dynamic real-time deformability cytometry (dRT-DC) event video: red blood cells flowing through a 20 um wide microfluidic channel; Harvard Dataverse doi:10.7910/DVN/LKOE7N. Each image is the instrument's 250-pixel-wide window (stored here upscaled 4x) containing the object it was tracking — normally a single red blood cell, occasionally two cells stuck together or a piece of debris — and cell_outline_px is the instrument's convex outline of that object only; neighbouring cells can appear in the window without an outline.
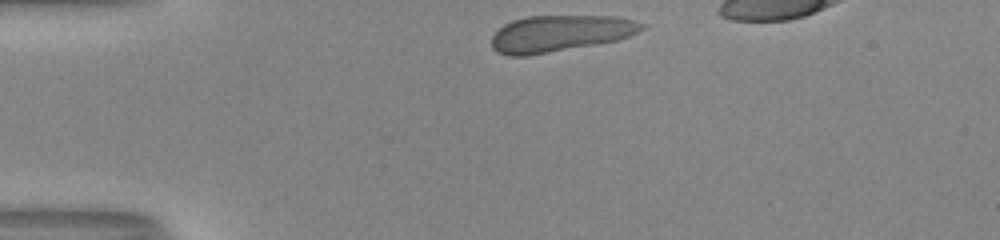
{"species": "human", "species_latin": "Homo sapiens", "temperature_condition": "room temperature", "stored_images_in_passage": 30, "camera_frame_rate_fps": 3000, "um_per_image_px": 0.085, "donor": {"sex": "male"}, "frame": {"image": 1, "passage_image": 1, "time_ms": 0.0, "image_size_px": [1000, 240], "cell_outline_px": [[648, 28], [628, 36], [616, 40], [528, 56], [508, 56], [496, 52], [492, 48], [492, 36], [504, 24], [512, 20], [528, 16], [616, 16], [648, 24]], "centroid_in_image_um": [47.6, 2.84], "position_along_channel_um": 37.4, "area_um2": 31.91}}
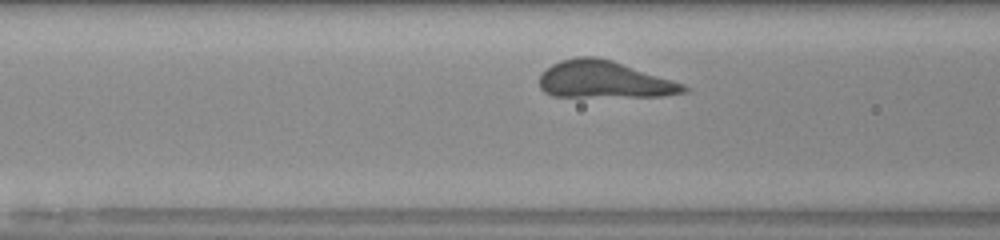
{"frame": {"image": 2, "passage_image": 10, "time_ms": 3.0, "image_size_px": [1000, 240], "cell_outline_px": [[692, 88], [688, 92], [664, 96], [552, 96], [544, 92], [540, 88], [540, 76], [544, 68], [560, 60], [576, 56], [596, 56], [612, 60], [684, 84]], "centroid_in_image_um": [51.35, 6.76], "position_along_channel_um": 115.3, "area_um2": 31.21}}
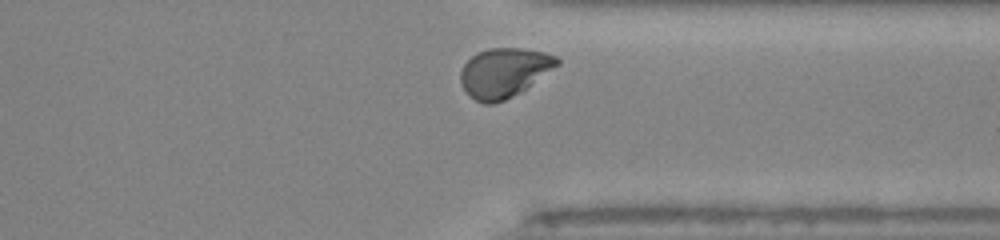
{"frame": {"image": 3, "passage_image": 29, "time_ms": 9.333, "image_size_px": [1000, 240], "cell_outline_px": [[560, 64], [512, 96], [504, 100], [492, 104], [484, 104], [468, 96], [460, 84], [460, 72], [464, 64], [476, 52], [488, 48], [520, 48], [544, 52], [556, 56], [560, 60]], "centroid_in_image_um": [42.8, 6.16], "position_along_channel_um": 368.6, "area_um2": 27.57}, "authors_computed_cell_mechanics": {"area_um2": 30.1716, "velocity_mm_per_s": 4.0072, "shape_relaxation_time_tau1_ms": 3.8467, "shape_relaxation_time_tau2_ms": null, "deformation_change_tau1": 0.2056, "deformation_change_tau2": null}}